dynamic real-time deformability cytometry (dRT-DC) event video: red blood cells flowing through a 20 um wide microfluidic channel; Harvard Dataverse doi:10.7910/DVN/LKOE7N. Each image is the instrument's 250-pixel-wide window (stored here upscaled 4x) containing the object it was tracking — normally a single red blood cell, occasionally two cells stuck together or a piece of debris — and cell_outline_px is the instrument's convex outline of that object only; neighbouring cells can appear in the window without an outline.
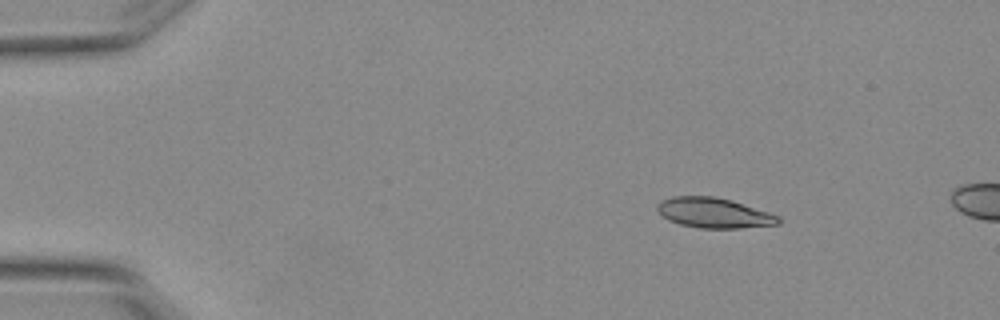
{"species": "Egyptian fruit bat (a non-hibernating species)", "species_latin": "Rousettus aegyptiacus", "temperature_condition": "warm", "stored_images_in_passage": 4, "camera_frame_rate_fps": 3000, "um_per_image_px": 0.085, "animal": {"sex": "female"}, "frame": {"image": 1, "passage_image": 2, "time_ms": 0.333, "image_size_px": [1000, 320], "cell_outline_px": [[780, 224], [740, 228], [700, 228], [680, 224], [668, 220], [656, 208], [656, 204], [660, 200], [672, 196], [712, 196], [732, 200], [780, 216]], "centroid_in_image_um": [60.67, 18.09], "position_along_channel_um": 24.3, "area_um2": 21.27}}